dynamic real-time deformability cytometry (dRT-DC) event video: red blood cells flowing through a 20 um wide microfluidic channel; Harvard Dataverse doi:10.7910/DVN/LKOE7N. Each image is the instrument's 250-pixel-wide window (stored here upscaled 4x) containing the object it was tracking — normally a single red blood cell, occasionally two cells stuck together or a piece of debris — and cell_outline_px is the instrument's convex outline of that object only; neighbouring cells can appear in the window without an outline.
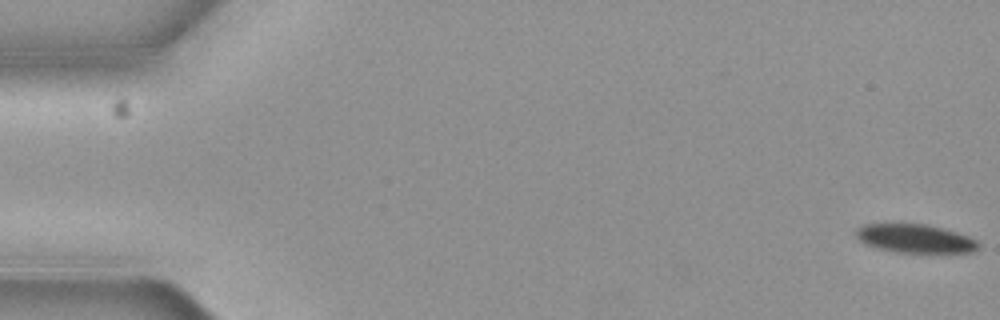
{"species": "common noctule bat (a hibernating species)", "species_latin": "Nyctalus noctula", "temperature_condition": "cold", "stored_images_in_passage": 5, "camera_frame_rate_fps": 3000, "um_per_image_px": 0.085, "animal": {"sex": "female", "body_mass_g": 19.3, "forearm_length_mm": 54.1}, "frame": {"image": 1, "passage_image": 1, "time_ms": 0.0, "image_size_px": [1000, 320], "cell_outline_px": [[976, 248], [968, 252], [896, 252], [876, 248], [864, 244], [856, 236], [856, 228], [864, 224], [900, 220], [928, 224], [944, 228], [968, 236], [976, 240]], "centroid_in_image_um": [77.65, 20.2], "position_along_channel_um": 7.4, "area_um2": 21.04}}
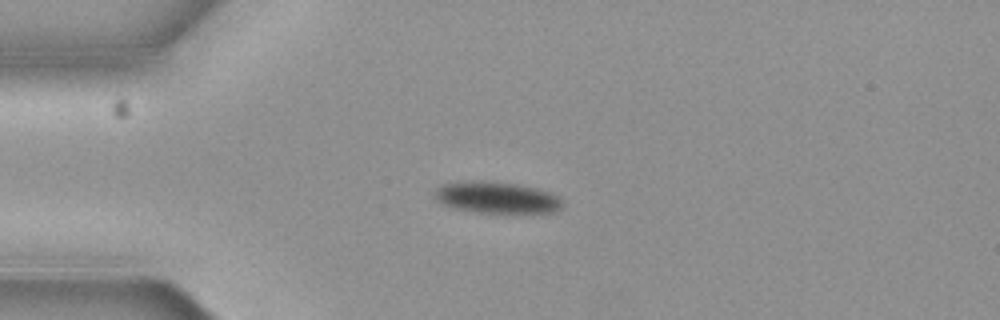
{"frame": {"image": 2, "passage_image": 4, "time_ms": 1.0, "image_size_px": [1000, 320], "cell_outline_px": [[560, 208], [552, 212], [480, 212], [452, 208], [436, 200], [432, 196], [432, 192], [440, 184], [456, 180], [488, 180], [516, 184], [536, 188], [548, 192], [556, 196], [560, 200]], "centroid_in_image_um": [42.06, 16.75], "position_along_channel_um": 42.9, "area_um2": 23.58}}